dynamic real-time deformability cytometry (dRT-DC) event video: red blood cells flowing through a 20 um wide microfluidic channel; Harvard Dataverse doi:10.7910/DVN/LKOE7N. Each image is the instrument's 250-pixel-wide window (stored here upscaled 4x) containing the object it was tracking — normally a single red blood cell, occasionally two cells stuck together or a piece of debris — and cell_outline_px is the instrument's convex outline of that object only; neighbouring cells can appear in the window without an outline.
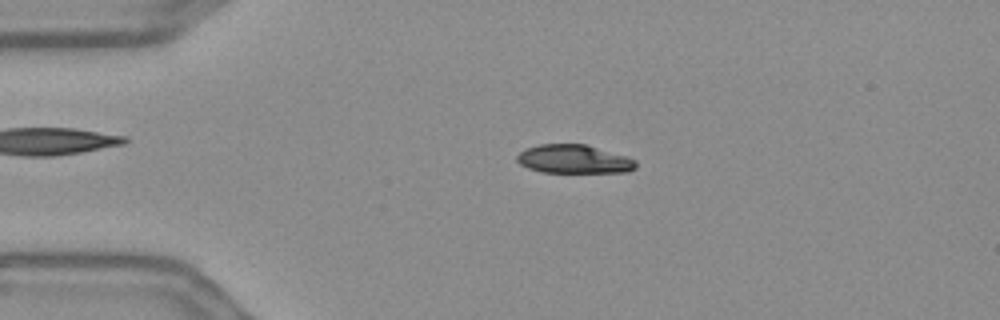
{"species": "Egyptian fruit bat (a non-hibernating species)", "species_latin": "Rousettus aegyptiacus", "temperature_condition": "warm", "stored_images_in_passage": 50, "camera_frame_rate_fps": 3000, "um_per_image_px": 0.085, "frame": {"image": 1, "passage_image": 6, "time_ms": 1.667, "image_size_px": [1000, 320], "cell_outline_px": [[636, 168], [628, 172], [540, 172], [528, 168], [520, 164], [516, 160], [516, 156], [520, 152], [528, 148], [540, 144], [588, 144], [628, 156], [636, 160]], "centroid_in_image_um": [48.82, 13.52], "position_along_channel_um": 36.2, "area_um2": 20.0}}
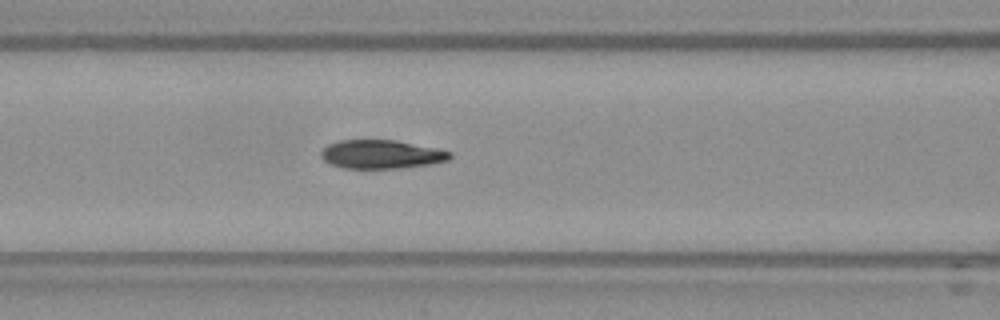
{"frame": {"image": 2, "passage_image": 17, "time_ms": 5.333, "image_size_px": [1000, 320], "cell_outline_px": [[452, 156], [448, 160], [428, 164], [400, 168], [344, 168], [332, 164], [324, 160], [320, 156], [320, 152], [328, 144], [340, 140], [396, 140], [436, 148], [452, 152]], "centroid_in_image_um": [32.4, 13.11], "position_along_channel_um": 134.2, "area_um2": 21.39}}
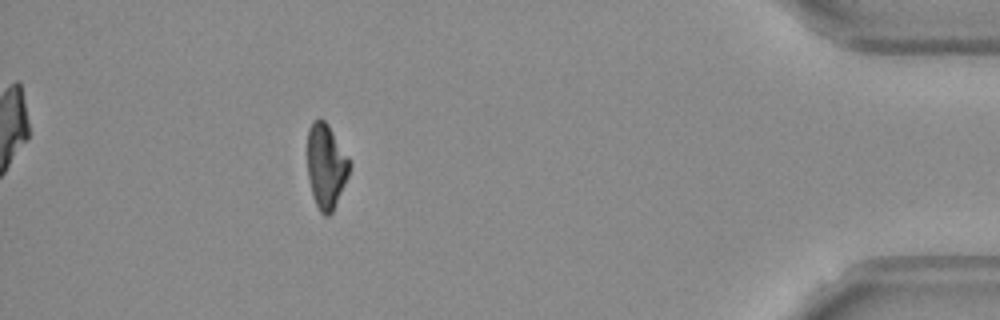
{"frame": {"image": 3, "passage_image": 44, "time_ms": 14.333, "image_size_px": [1000, 320], "cell_outline_px": [[352, 164], [348, 176], [332, 212], [328, 216], [324, 216], [320, 212], [312, 196], [308, 176], [308, 128], [312, 120], [320, 116], [328, 124], [348, 156]], "centroid_in_image_um": [27.71, 14.09], "position_along_channel_um": 407.5, "area_um2": 20.92}, "authors_computed_cell_mechanics": {"area_um2": 21.8773, "velocity_mm_per_s": 3.6369, "shape_relaxation_time_tau1_ms": 8.7118, "shape_relaxation_time_tau2_ms": 2.0825, "deformation_change_tau1": 0.2386, "deformation_change_tau2": 0.0652}}